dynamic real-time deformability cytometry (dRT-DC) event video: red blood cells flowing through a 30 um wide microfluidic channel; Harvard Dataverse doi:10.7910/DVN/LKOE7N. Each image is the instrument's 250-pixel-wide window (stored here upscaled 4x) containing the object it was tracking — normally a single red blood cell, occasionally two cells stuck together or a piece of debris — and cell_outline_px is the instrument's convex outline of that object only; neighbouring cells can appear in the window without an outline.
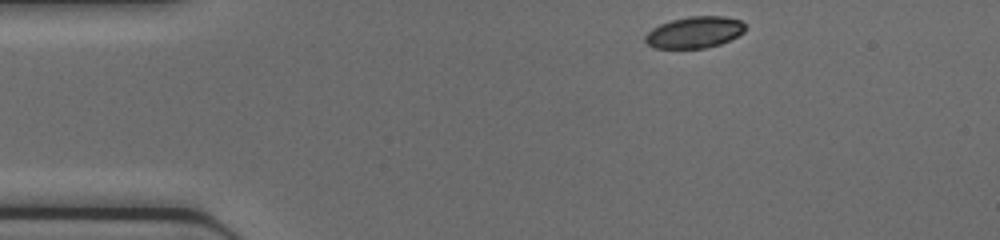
{"species": "common noctule bat (a hibernating species)", "species_latin": "Nyctalus noctula", "temperature_condition": "cold", "stored_images_in_passage": 39, "camera_frame_rate_fps": 3000, "um_per_image_px": 0.085, "animal": {"sex": "female", "body_mass_g": 17.0, "forearm_length_mm": 48.0}, "frame": {"image": 1, "passage_image": 1, "time_ms": 0.0, "image_size_px": [1000, 240], "cell_outline_px": [[744, 32], [720, 44], [704, 48], [652, 48], [644, 40], [644, 36], [652, 28], [660, 24], [672, 20], [688, 16], [724, 16], [740, 20], [744, 24]], "centroid_in_image_um": [59.0, 2.74], "position_along_channel_um": 26.0, "area_um2": 18.26}}
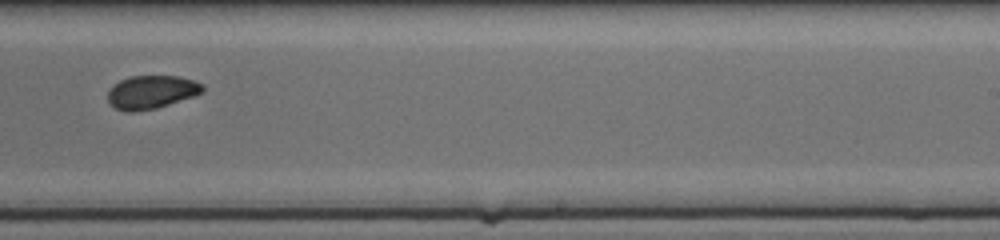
{"frame": {"image": 2, "passage_image": 22, "time_ms": 7.0, "image_size_px": [1000, 240], "cell_outline_px": [[204, 92], [156, 108], [136, 112], [128, 112], [116, 108], [108, 100], [108, 88], [112, 84], [128, 76], [180, 76], [204, 84]], "centroid_in_image_um": [12.85, 7.81], "position_along_channel_um": 276.2, "area_um2": 18.44}}
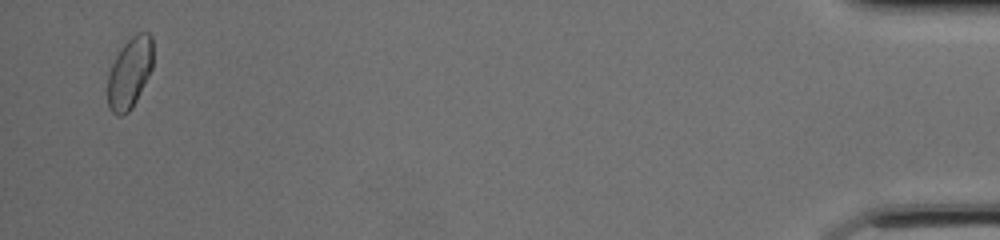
{"frame": {"image": 3, "passage_image": 38, "time_ms": 12.333, "image_size_px": [1000, 240], "cell_outline_px": [[152, 68], [132, 108], [128, 112], [120, 116], [116, 116], [108, 108], [108, 76], [112, 64], [120, 48], [136, 32], [148, 32], [152, 36]], "centroid_in_image_um": [11.01, 6.19], "position_along_channel_um": 424.2, "area_um2": 18.67}}